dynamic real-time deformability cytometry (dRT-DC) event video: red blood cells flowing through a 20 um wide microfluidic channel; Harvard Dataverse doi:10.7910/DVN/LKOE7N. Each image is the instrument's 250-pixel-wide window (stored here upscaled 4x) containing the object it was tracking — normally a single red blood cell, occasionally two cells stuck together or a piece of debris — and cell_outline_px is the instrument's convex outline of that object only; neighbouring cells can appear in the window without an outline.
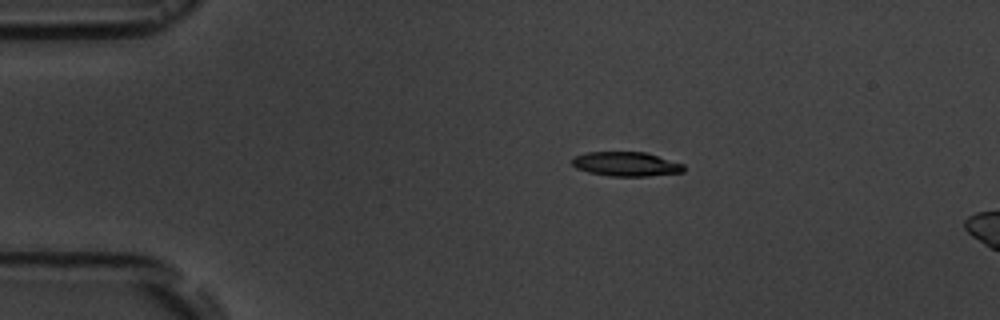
{"species": "common noctule bat (a hibernating species)", "species_latin": "Nyctalus noctula", "temperature_condition": "room temperature", "stored_images_in_passage": 5, "camera_frame_rate_fps": 3000, "um_per_image_px": 0.085, "animal": {"sex": "male", "body_mass_g": 19.5, "forearm_length_mm": 54.6}, "frame": {"image": 1, "passage_image": 3, "time_ms": 2.0, "image_size_px": [1000, 320], "cell_outline_px": [[684, 172], [648, 176], [612, 176], [588, 172], [576, 168], [572, 164], [572, 156], [588, 152], [644, 152], [684, 164]], "centroid_in_image_um": [53.2, 13.94], "position_along_channel_um": 31.8, "area_um2": 15.78}}